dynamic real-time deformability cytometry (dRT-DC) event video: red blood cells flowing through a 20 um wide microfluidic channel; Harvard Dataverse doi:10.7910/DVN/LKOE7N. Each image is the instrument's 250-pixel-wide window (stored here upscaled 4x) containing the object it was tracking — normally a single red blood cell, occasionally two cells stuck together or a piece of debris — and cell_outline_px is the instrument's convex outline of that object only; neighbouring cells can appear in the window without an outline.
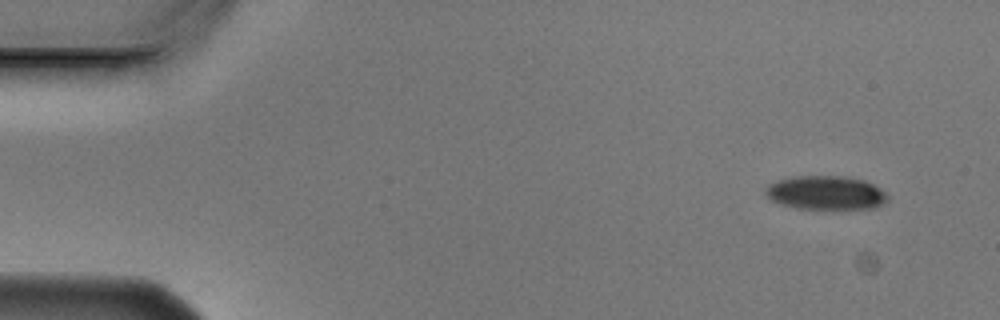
{"species": "Egyptian fruit bat (a non-hibernating species)", "species_latin": "Rousettus aegyptiacus", "temperature_condition": "cold", "stored_images_in_passage": 6, "camera_frame_rate_fps": 3000, "um_per_image_px": 0.085, "animal": {"sex": "male"}, "frame": {"image": 1, "passage_image": 2, "time_ms": 0.333, "image_size_px": [1000, 320], "cell_outline_px": [[888, 200], [884, 204], [876, 208], [832, 212], [796, 208], [780, 204], [772, 200], [764, 192], [764, 188], [768, 184], [776, 180], [792, 176], [848, 176], [864, 180], [880, 188], [888, 196]], "centroid_in_image_um": [70.22, 16.43], "position_along_channel_um": 14.8, "area_um2": 25.32}}
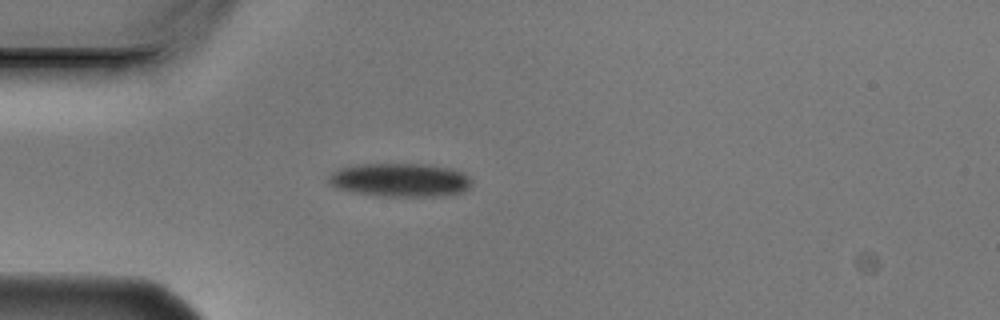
{"frame": {"image": 2, "passage_image": 5, "time_ms": 1.333, "image_size_px": [1000, 320], "cell_outline_px": [[472, 184], [464, 192], [432, 196], [388, 196], [356, 192], [336, 188], [328, 184], [328, 176], [332, 172], [340, 168], [360, 164], [424, 164], [452, 168], [464, 172], [472, 180]], "centroid_in_image_um": [34.03, 15.28], "position_along_channel_um": 51.0, "area_um2": 27.92}}